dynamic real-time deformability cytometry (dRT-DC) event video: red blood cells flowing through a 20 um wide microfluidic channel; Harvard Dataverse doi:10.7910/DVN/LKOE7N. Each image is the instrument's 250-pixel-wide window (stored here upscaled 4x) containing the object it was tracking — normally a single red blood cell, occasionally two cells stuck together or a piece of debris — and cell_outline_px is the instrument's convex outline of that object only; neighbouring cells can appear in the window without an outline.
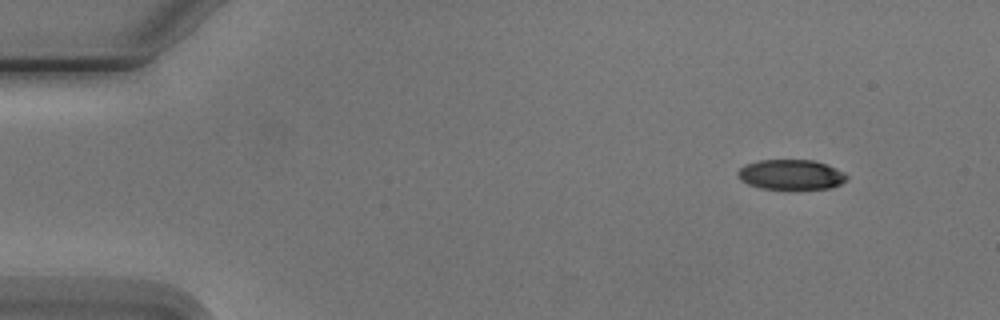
{"species": "Egyptian fruit bat (a non-hibernating species)", "species_latin": "Rousettus aegyptiacus", "temperature_condition": "cold", "stored_images_in_passage": 4, "camera_frame_rate_fps": 3000, "um_per_image_px": 0.085, "animal": {"sex": "male"}, "frame": {"image": 1, "passage_image": 1, "time_ms": 0.0, "image_size_px": [1000, 320], "cell_outline_px": [[848, 180], [832, 188], [760, 188], [748, 184], [740, 180], [736, 176], [736, 172], [744, 164], [760, 160], [812, 160], [828, 164], [844, 172], [848, 176]], "centroid_in_image_um": [67.23, 14.83], "position_along_channel_um": 17.8, "area_um2": 19.13}}
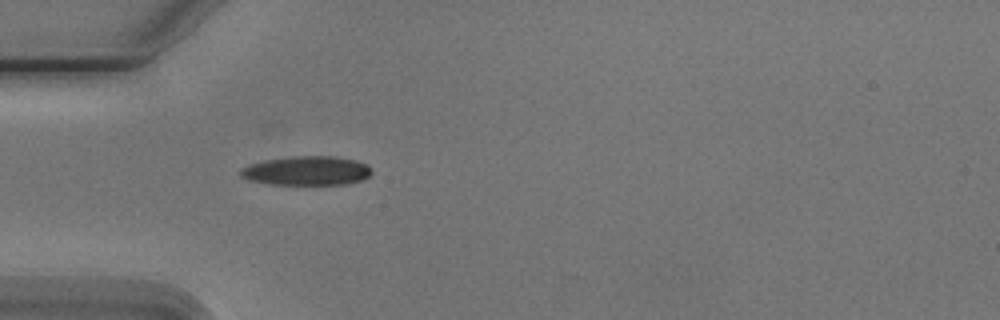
{"frame": {"image": 2, "passage_image": 4, "time_ms": 3.667, "image_size_px": [1000, 320], "cell_outline_px": [[372, 172], [368, 176], [360, 180], [344, 184], [268, 184], [248, 180], [240, 176], [240, 168], [248, 164], [264, 160], [292, 156], [336, 156], [356, 160], [368, 164], [372, 168]], "centroid_in_image_um": [26.05, 14.5], "position_along_channel_um": 59.0, "area_um2": 22.43}}